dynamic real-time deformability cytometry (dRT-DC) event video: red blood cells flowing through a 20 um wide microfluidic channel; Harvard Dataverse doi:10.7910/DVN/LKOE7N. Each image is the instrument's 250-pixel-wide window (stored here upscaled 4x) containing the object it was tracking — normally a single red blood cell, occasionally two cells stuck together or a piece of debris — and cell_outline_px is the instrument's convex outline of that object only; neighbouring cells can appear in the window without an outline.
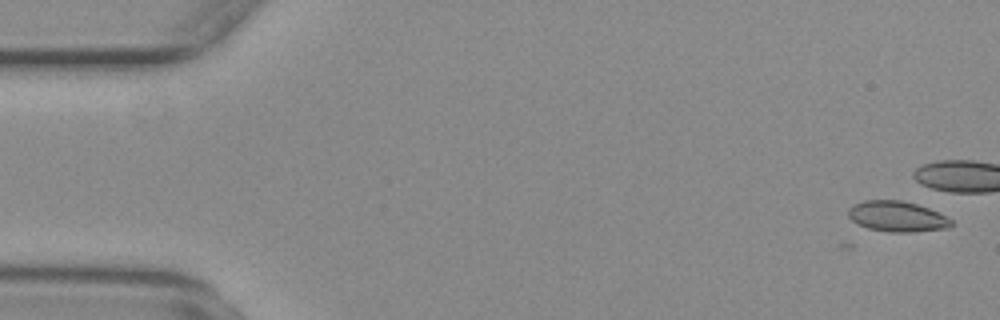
{"species": "common noctule bat (a hibernating species)", "species_latin": "Nyctalus noctula", "temperature_condition": "warm", "stored_images_in_passage": 2, "camera_frame_rate_fps": 3000, "um_per_image_px": 0.085, "animal": {"sex": "female", "body_mass_g": 29.2, "forearm_length_mm": 56.3}, "frame": {"image": 1, "passage_image": 2, "time_ms": 0.333, "image_size_px": [1000, 320], "cell_outline_px": [[952, 224], [948, 228], [912, 232], [888, 232], [868, 228], [852, 220], [848, 216], [848, 208], [864, 200], [900, 200], [916, 204], [928, 208], [952, 220]], "centroid_in_image_um": [76.24, 18.4], "position_along_channel_um": 8.8, "area_um2": 18.09}}